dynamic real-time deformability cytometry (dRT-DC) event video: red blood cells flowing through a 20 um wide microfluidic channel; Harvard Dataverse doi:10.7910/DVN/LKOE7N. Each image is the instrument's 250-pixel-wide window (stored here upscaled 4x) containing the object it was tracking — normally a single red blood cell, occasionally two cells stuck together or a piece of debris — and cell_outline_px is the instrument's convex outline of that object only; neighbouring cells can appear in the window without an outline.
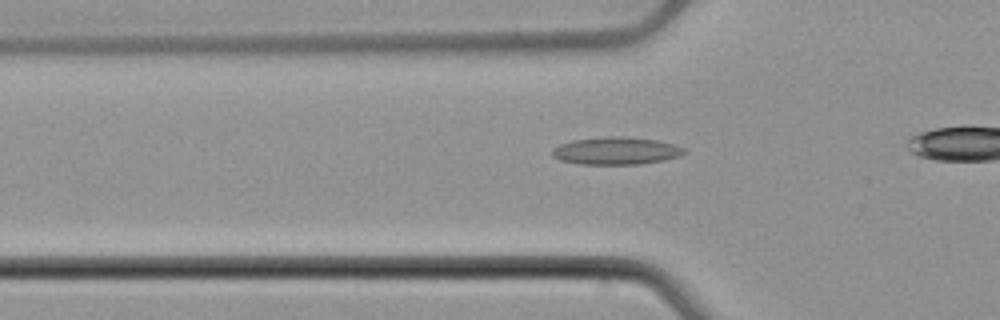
{"species": "common noctule bat (a hibernating species)", "species_latin": "Nyctalus noctula", "temperature_condition": "cold", "stored_images_in_passage": 30, "camera_frame_rate_fps": 3000, "um_per_image_px": 0.085, "animal": {"sex": "male", "body_mass_g": 21.5, "forearm_length_mm": 52.0}, "frame": {"image": 1, "passage_image": 11, "time_ms": 3.333, "image_size_px": [1000, 320], "cell_outline_px": [[688, 152], [664, 160], [640, 164], [580, 164], [560, 160], [552, 156], [552, 148], [560, 144], [572, 140], [604, 136], [624, 136], [656, 140], [672, 144], [684, 148]], "centroid_in_image_um": [52.33, 12.81], "position_along_channel_um": 73.5, "area_um2": 21.15}}
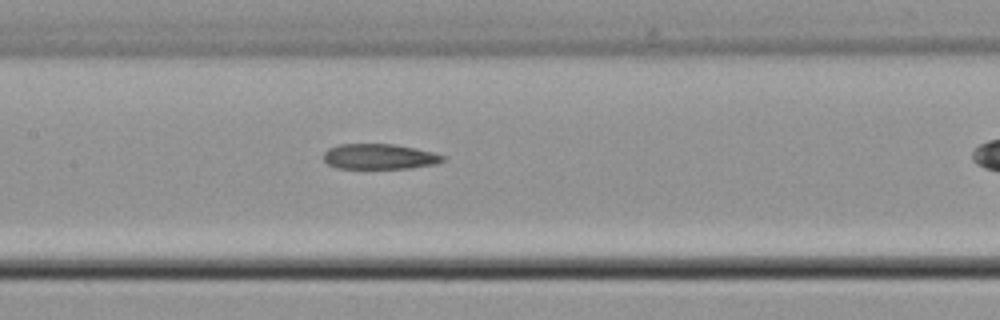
{"frame": {"image": 2, "passage_image": 19, "time_ms": 6.0, "image_size_px": [1000, 320], "cell_outline_px": [[448, 156], [444, 160], [436, 164], [412, 168], [336, 168], [328, 164], [324, 160], [324, 152], [328, 148], [340, 144], [392, 144], [416, 148]], "centroid_in_image_um": [32.27, 13.31], "position_along_channel_um": 175.1, "area_um2": 17.69}}
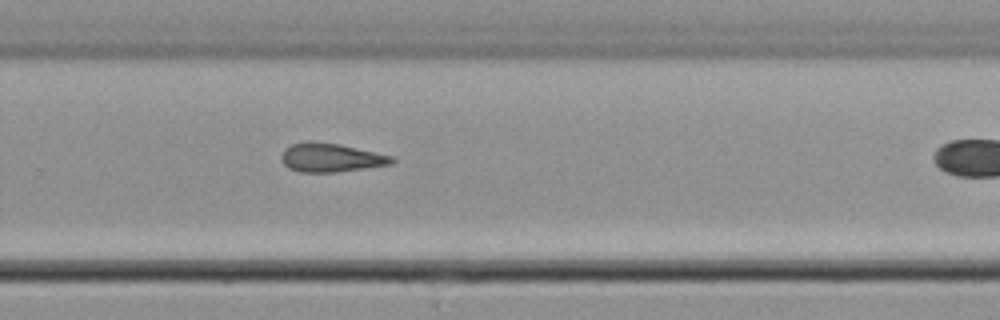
{"frame": {"image": 3, "passage_image": 29, "time_ms": 9.333, "image_size_px": [1000, 320], "cell_outline_px": [[396, 160], [392, 164], [336, 172], [300, 172], [288, 168], [280, 160], [280, 156], [284, 148], [292, 144], [308, 140], [340, 144], [392, 156]], "centroid_in_image_um": [28.07, 13.39], "position_along_channel_um": 301.7, "area_um2": 18.61}}